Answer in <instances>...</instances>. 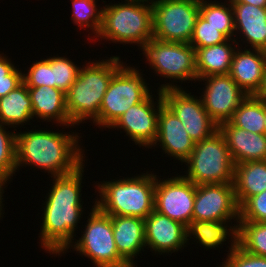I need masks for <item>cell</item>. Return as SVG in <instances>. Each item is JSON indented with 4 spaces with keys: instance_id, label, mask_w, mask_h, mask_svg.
Masks as SVG:
<instances>
[{
    "instance_id": "1",
    "label": "cell",
    "mask_w": 266,
    "mask_h": 267,
    "mask_svg": "<svg viewBox=\"0 0 266 267\" xmlns=\"http://www.w3.org/2000/svg\"><path fill=\"white\" fill-rule=\"evenodd\" d=\"M84 163L74 172L51 176L53 185L47 193V200L43 205L42 226L39 233L40 247L49 254L65 253V250L72 244L75 230L81 214L83 204L81 198L82 177ZM81 193V194H80Z\"/></svg>"
},
{
    "instance_id": "2",
    "label": "cell",
    "mask_w": 266,
    "mask_h": 267,
    "mask_svg": "<svg viewBox=\"0 0 266 267\" xmlns=\"http://www.w3.org/2000/svg\"><path fill=\"white\" fill-rule=\"evenodd\" d=\"M68 133L42 129L16 133V169L31 165L51 176L74 172L85 162V154L78 134Z\"/></svg>"
},
{
    "instance_id": "3",
    "label": "cell",
    "mask_w": 266,
    "mask_h": 267,
    "mask_svg": "<svg viewBox=\"0 0 266 267\" xmlns=\"http://www.w3.org/2000/svg\"><path fill=\"white\" fill-rule=\"evenodd\" d=\"M82 66L76 81L66 92V107L70 125H80L99 116L103 97L112 76L124 65L119 56L94 61Z\"/></svg>"
},
{
    "instance_id": "4",
    "label": "cell",
    "mask_w": 266,
    "mask_h": 267,
    "mask_svg": "<svg viewBox=\"0 0 266 267\" xmlns=\"http://www.w3.org/2000/svg\"><path fill=\"white\" fill-rule=\"evenodd\" d=\"M150 173L97 183L100 199L94 205L109 216L146 219L154 211L156 175Z\"/></svg>"
},
{
    "instance_id": "5",
    "label": "cell",
    "mask_w": 266,
    "mask_h": 267,
    "mask_svg": "<svg viewBox=\"0 0 266 267\" xmlns=\"http://www.w3.org/2000/svg\"><path fill=\"white\" fill-rule=\"evenodd\" d=\"M125 2V3H123ZM102 7V23L96 38L121 44H137L142 49L153 39L151 0H125Z\"/></svg>"
},
{
    "instance_id": "6",
    "label": "cell",
    "mask_w": 266,
    "mask_h": 267,
    "mask_svg": "<svg viewBox=\"0 0 266 267\" xmlns=\"http://www.w3.org/2000/svg\"><path fill=\"white\" fill-rule=\"evenodd\" d=\"M184 163H187L188 169L183 177L195 185L234 181L235 164L219 131L208 139L196 142Z\"/></svg>"
},
{
    "instance_id": "7",
    "label": "cell",
    "mask_w": 266,
    "mask_h": 267,
    "mask_svg": "<svg viewBox=\"0 0 266 267\" xmlns=\"http://www.w3.org/2000/svg\"><path fill=\"white\" fill-rule=\"evenodd\" d=\"M149 66L160 77L172 79L173 83L162 84L160 91L169 88H182L174 85L177 80L197 81L196 50L187 43L166 42L151 39L142 49Z\"/></svg>"
},
{
    "instance_id": "8",
    "label": "cell",
    "mask_w": 266,
    "mask_h": 267,
    "mask_svg": "<svg viewBox=\"0 0 266 267\" xmlns=\"http://www.w3.org/2000/svg\"><path fill=\"white\" fill-rule=\"evenodd\" d=\"M141 73L139 69L126 64L112 76L99 109V116L93 124L110 129L131 106L142 102L151 93V86L147 87L149 84Z\"/></svg>"
},
{
    "instance_id": "9",
    "label": "cell",
    "mask_w": 266,
    "mask_h": 267,
    "mask_svg": "<svg viewBox=\"0 0 266 267\" xmlns=\"http://www.w3.org/2000/svg\"><path fill=\"white\" fill-rule=\"evenodd\" d=\"M92 207L81 238L65 251L73 247L79 255L90 258L96 267H130L116 248L111 217L95 205Z\"/></svg>"
},
{
    "instance_id": "10",
    "label": "cell",
    "mask_w": 266,
    "mask_h": 267,
    "mask_svg": "<svg viewBox=\"0 0 266 267\" xmlns=\"http://www.w3.org/2000/svg\"><path fill=\"white\" fill-rule=\"evenodd\" d=\"M153 38L189 44L198 16L200 0H152Z\"/></svg>"
},
{
    "instance_id": "11",
    "label": "cell",
    "mask_w": 266,
    "mask_h": 267,
    "mask_svg": "<svg viewBox=\"0 0 266 267\" xmlns=\"http://www.w3.org/2000/svg\"><path fill=\"white\" fill-rule=\"evenodd\" d=\"M161 92L164 104L180 120L195 143L210 138L218 131V125L204 109L200 97L198 99L183 88H169Z\"/></svg>"
},
{
    "instance_id": "12",
    "label": "cell",
    "mask_w": 266,
    "mask_h": 267,
    "mask_svg": "<svg viewBox=\"0 0 266 267\" xmlns=\"http://www.w3.org/2000/svg\"><path fill=\"white\" fill-rule=\"evenodd\" d=\"M196 185L182 175L160 179L156 175L154 210L187 226L192 221Z\"/></svg>"
},
{
    "instance_id": "13",
    "label": "cell",
    "mask_w": 266,
    "mask_h": 267,
    "mask_svg": "<svg viewBox=\"0 0 266 267\" xmlns=\"http://www.w3.org/2000/svg\"><path fill=\"white\" fill-rule=\"evenodd\" d=\"M232 219L236 224L239 223V206L233 183L196 185L192 220L231 221Z\"/></svg>"
},
{
    "instance_id": "14",
    "label": "cell",
    "mask_w": 266,
    "mask_h": 267,
    "mask_svg": "<svg viewBox=\"0 0 266 267\" xmlns=\"http://www.w3.org/2000/svg\"><path fill=\"white\" fill-rule=\"evenodd\" d=\"M200 80L205 81L204 92L200 96L203 107L217 125L229 121L248 96L229 74L210 75Z\"/></svg>"
},
{
    "instance_id": "15",
    "label": "cell",
    "mask_w": 266,
    "mask_h": 267,
    "mask_svg": "<svg viewBox=\"0 0 266 267\" xmlns=\"http://www.w3.org/2000/svg\"><path fill=\"white\" fill-rule=\"evenodd\" d=\"M157 94V102H154L151 91L142 102L131 106L110 128H122L136 145L152 148L158 133L159 111L164 105L162 92L158 90Z\"/></svg>"
},
{
    "instance_id": "16",
    "label": "cell",
    "mask_w": 266,
    "mask_h": 267,
    "mask_svg": "<svg viewBox=\"0 0 266 267\" xmlns=\"http://www.w3.org/2000/svg\"><path fill=\"white\" fill-rule=\"evenodd\" d=\"M144 228L146 247L155 254H172L186 247V226L155 210L144 219Z\"/></svg>"
},
{
    "instance_id": "17",
    "label": "cell",
    "mask_w": 266,
    "mask_h": 267,
    "mask_svg": "<svg viewBox=\"0 0 266 267\" xmlns=\"http://www.w3.org/2000/svg\"><path fill=\"white\" fill-rule=\"evenodd\" d=\"M157 145L161 146L166 155L180 160L181 163L189 158L195 146L183 124L165 104L159 111L158 133L153 146Z\"/></svg>"
},
{
    "instance_id": "18",
    "label": "cell",
    "mask_w": 266,
    "mask_h": 267,
    "mask_svg": "<svg viewBox=\"0 0 266 267\" xmlns=\"http://www.w3.org/2000/svg\"><path fill=\"white\" fill-rule=\"evenodd\" d=\"M247 46L245 44V49H236L229 75L247 95H255L263 81L266 51L246 49Z\"/></svg>"
},
{
    "instance_id": "19",
    "label": "cell",
    "mask_w": 266,
    "mask_h": 267,
    "mask_svg": "<svg viewBox=\"0 0 266 267\" xmlns=\"http://www.w3.org/2000/svg\"><path fill=\"white\" fill-rule=\"evenodd\" d=\"M234 164L266 160V135L247 132L229 121L218 125Z\"/></svg>"
},
{
    "instance_id": "20",
    "label": "cell",
    "mask_w": 266,
    "mask_h": 267,
    "mask_svg": "<svg viewBox=\"0 0 266 267\" xmlns=\"http://www.w3.org/2000/svg\"><path fill=\"white\" fill-rule=\"evenodd\" d=\"M110 217L118 253L130 267H135L134 258L146 247L144 219L131 216Z\"/></svg>"
},
{
    "instance_id": "21",
    "label": "cell",
    "mask_w": 266,
    "mask_h": 267,
    "mask_svg": "<svg viewBox=\"0 0 266 267\" xmlns=\"http://www.w3.org/2000/svg\"><path fill=\"white\" fill-rule=\"evenodd\" d=\"M32 104L33 118L36 117L43 121L51 120L58 123L59 126H67L70 128V118L66 107V93L59 89L45 86L27 87Z\"/></svg>"
},
{
    "instance_id": "22",
    "label": "cell",
    "mask_w": 266,
    "mask_h": 267,
    "mask_svg": "<svg viewBox=\"0 0 266 267\" xmlns=\"http://www.w3.org/2000/svg\"><path fill=\"white\" fill-rule=\"evenodd\" d=\"M234 11L235 33L252 49L266 51V7L246 3H231ZM246 40V41H245Z\"/></svg>"
},
{
    "instance_id": "23",
    "label": "cell",
    "mask_w": 266,
    "mask_h": 267,
    "mask_svg": "<svg viewBox=\"0 0 266 267\" xmlns=\"http://www.w3.org/2000/svg\"><path fill=\"white\" fill-rule=\"evenodd\" d=\"M238 45L239 42L235 39H228L221 44L194 48L196 50L197 78L229 74L234 53L240 47Z\"/></svg>"
},
{
    "instance_id": "24",
    "label": "cell",
    "mask_w": 266,
    "mask_h": 267,
    "mask_svg": "<svg viewBox=\"0 0 266 267\" xmlns=\"http://www.w3.org/2000/svg\"><path fill=\"white\" fill-rule=\"evenodd\" d=\"M186 232L187 243L193 236L195 238V241L198 240L197 243L199 242L201 246L205 247V249L215 248L216 250V247L219 248V245L221 246L222 244H224L226 239H229L230 236L231 241L229 242H231V246L229 250H233L238 245V224L232 226V221L230 222L192 220L186 226Z\"/></svg>"
},
{
    "instance_id": "25",
    "label": "cell",
    "mask_w": 266,
    "mask_h": 267,
    "mask_svg": "<svg viewBox=\"0 0 266 267\" xmlns=\"http://www.w3.org/2000/svg\"><path fill=\"white\" fill-rule=\"evenodd\" d=\"M233 186L240 207L249 197L266 190V160L247 161L234 165Z\"/></svg>"
},
{
    "instance_id": "26",
    "label": "cell",
    "mask_w": 266,
    "mask_h": 267,
    "mask_svg": "<svg viewBox=\"0 0 266 267\" xmlns=\"http://www.w3.org/2000/svg\"><path fill=\"white\" fill-rule=\"evenodd\" d=\"M33 119L31 98L27 86L22 82L8 95L0 98V124L17 127Z\"/></svg>"
},
{
    "instance_id": "27",
    "label": "cell",
    "mask_w": 266,
    "mask_h": 267,
    "mask_svg": "<svg viewBox=\"0 0 266 267\" xmlns=\"http://www.w3.org/2000/svg\"><path fill=\"white\" fill-rule=\"evenodd\" d=\"M229 122L247 132L265 134V101L255 95H248Z\"/></svg>"
},
{
    "instance_id": "28",
    "label": "cell",
    "mask_w": 266,
    "mask_h": 267,
    "mask_svg": "<svg viewBox=\"0 0 266 267\" xmlns=\"http://www.w3.org/2000/svg\"><path fill=\"white\" fill-rule=\"evenodd\" d=\"M200 16L209 22L210 25L217 28L228 39H235L237 37V34H234V11L230 0H227L225 3L200 0Z\"/></svg>"
},
{
    "instance_id": "29",
    "label": "cell",
    "mask_w": 266,
    "mask_h": 267,
    "mask_svg": "<svg viewBox=\"0 0 266 267\" xmlns=\"http://www.w3.org/2000/svg\"><path fill=\"white\" fill-rule=\"evenodd\" d=\"M238 245L250 254L266 257V222L239 221Z\"/></svg>"
},
{
    "instance_id": "30",
    "label": "cell",
    "mask_w": 266,
    "mask_h": 267,
    "mask_svg": "<svg viewBox=\"0 0 266 267\" xmlns=\"http://www.w3.org/2000/svg\"><path fill=\"white\" fill-rule=\"evenodd\" d=\"M71 19L80 28L84 26L91 29L95 38L98 35L102 23V7L97 8L96 0H71Z\"/></svg>"
},
{
    "instance_id": "31",
    "label": "cell",
    "mask_w": 266,
    "mask_h": 267,
    "mask_svg": "<svg viewBox=\"0 0 266 267\" xmlns=\"http://www.w3.org/2000/svg\"><path fill=\"white\" fill-rule=\"evenodd\" d=\"M81 66L75 65V62L67 57H52V87L59 88L65 93L76 81Z\"/></svg>"
},
{
    "instance_id": "32",
    "label": "cell",
    "mask_w": 266,
    "mask_h": 267,
    "mask_svg": "<svg viewBox=\"0 0 266 267\" xmlns=\"http://www.w3.org/2000/svg\"><path fill=\"white\" fill-rule=\"evenodd\" d=\"M5 125L0 124V172L10 179L16 170V132L6 131Z\"/></svg>"
},
{
    "instance_id": "33",
    "label": "cell",
    "mask_w": 266,
    "mask_h": 267,
    "mask_svg": "<svg viewBox=\"0 0 266 267\" xmlns=\"http://www.w3.org/2000/svg\"><path fill=\"white\" fill-rule=\"evenodd\" d=\"M227 40L228 38L223 33L199 15L189 44L194 48H204L221 44Z\"/></svg>"
},
{
    "instance_id": "34",
    "label": "cell",
    "mask_w": 266,
    "mask_h": 267,
    "mask_svg": "<svg viewBox=\"0 0 266 267\" xmlns=\"http://www.w3.org/2000/svg\"><path fill=\"white\" fill-rule=\"evenodd\" d=\"M22 80L27 87H52V57L33 62L27 74H22Z\"/></svg>"
},
{
    "instance_id": "35",
    "label": "cell",
    "mask_w": 266,
    "mask_h": 267,
    "mask_svg": "<svg viewBox=\"0 0 266 267\" xmlns=\"http://www.w3.org/2000/svg\"><path fill=\"white\" fill-rule=\"evenodd\" d=\"M239 221L266 222V190L249 197L239 207Z\"/></svg>"
},
{
    "instance_id": "36",
    "label": "cell",
    "mask_w": 266,
    "mask_h": 267,
    "mask_svg": "<svg viewBox=\"0 0 266 267\" xmlns=\"http://www.w3.org/2000/svg\"><path fill=\"white\" fill-rule=\"evenodd\" d=\"M228 252L220 267H266V257L250 254L239 245Z\"/></svg>"
},
{
    "instance_id": "37",
    "label": "cell",
    "mask_w": 266,
    "mask_h": 267,
    "mask_svg": "<svg viewBox=\"0 0 266 267\" xmlns=\"http://www.w3.org/2000/svg\"><path fill=\"white\" fill-rule=\"evenodd\" d=\"M11 62L10 58L0 53V81H23L22 71Z\"/></svg>"
},
{
    "instance_id": "38",
    "label": "cell",
    "mask_w": 266,
    "mask_h": 267,
    "mask_svg": "<svg viewBox=\"0 0 266 267\" xmlns=\"http://www.w3.org/2000/svg\"><path fill=\"white\" fill-rule=\"evenodd\" d=\"M23 81H0V98L8 95L12 90L19 86Z\"/></svg>"
},
{
    "instance_id": "39",
    "label": "cell",
    "mask_w": 266,
    "mask_h": 267,
    "mask_svg": "<svg viewBox=\"0 0 266 267\" xmlns=\"http://www.w3.org/2000/svg\"><path fill=\"white\" fill-rule=\"evenodd\" d=\"M8 181H10V178L7 176V175H5V174H3V173H1L0 172V218H1V215H2V212L1 211H3V197L2 196H4L3 195V193H4V189H5V184L8 182ZM1 220V219H0Z\"/></svg>"
},
{
    "instance_id": "40",
    "label": "cell",
    "mask_w": 266,
    "mask_h": 267,
    "mask_svg": "<svg viewBox=\"0 0 266 267\" xmlns=\"http://www.w3.org/2000/svg\"><path fill=\"white\" fill-rule=\"evenodd\" d=\"M231 3H246L257 7H266V0H230Z\"/></svg>"
},
{
    "instance_id": "41",
    "label": "cell",
    "mask_w": 266,
    "mask_h": 267,
    "mask_svg": "<svg viewBox=\"0 0 266 267\" xmlns=\"http://www.w3.org/2000/svg\"><path fill=\"white\" fill-rule=\"evenodd\" d=\"M255 96L266 101V69H265V73L263 76L261 87L258 90V92L255 94Z\"/></svg>"
},
{
    "instance_id": "42",
    "label": "cell",
    "mask_w": 266,
    "mask_h": 267,
    "mask_svg": "<svg viewBox=\"0 0 266 267\" xmlns=\"http://www.w3.org/2000/svg\"><path fill=\"white\" fill-rule=\"evenodd\" d=\"M265 135H266V101H265Z\"/></svg>"
}]
</instances>
